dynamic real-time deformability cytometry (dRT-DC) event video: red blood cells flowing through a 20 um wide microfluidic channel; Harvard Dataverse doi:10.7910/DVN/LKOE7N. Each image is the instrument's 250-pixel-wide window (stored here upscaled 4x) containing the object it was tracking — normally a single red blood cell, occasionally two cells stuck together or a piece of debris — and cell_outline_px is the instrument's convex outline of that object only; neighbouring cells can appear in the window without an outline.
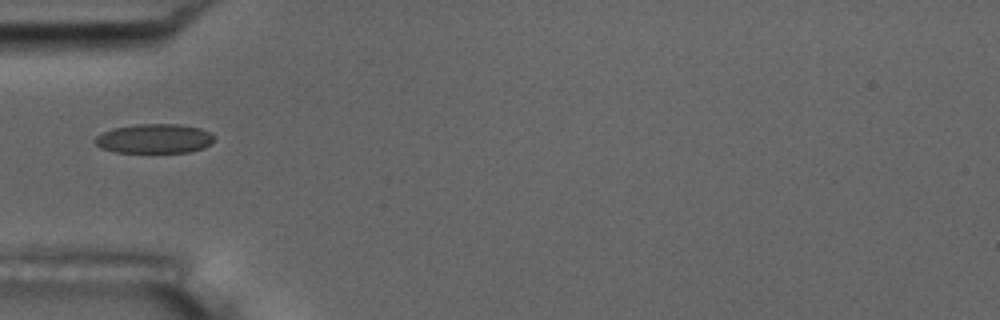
{"species": "common noctule bat (a hibernating species)", "species_latin": "Nyctalus noctula", "temperature_condition": "room temperature", "stored_images_in_passage": 1, "camera_frame_rate_fps": 3000, "um_per_image_px": 0.085, "animal": {"sex": "male", "body_mass_g": 17.5, "forearm_length_mm": 52.3}, "frame": {"image": 1, "passage_image": 1, "time_ms": 0.0, "image_size_px": [1000, 320], "cell_outline_px": [[216, 136], [212, 144], [204, 148], [188, 152], [116, 152], [100, 148], [92, 140], [100, 132], [112, 128], [136, 124], [176, 124], [200, 128]], "centroid_in_image_um": [13.1, 11.78], "position_along_channel_um": 71.9, "area_um2": 20.63}}